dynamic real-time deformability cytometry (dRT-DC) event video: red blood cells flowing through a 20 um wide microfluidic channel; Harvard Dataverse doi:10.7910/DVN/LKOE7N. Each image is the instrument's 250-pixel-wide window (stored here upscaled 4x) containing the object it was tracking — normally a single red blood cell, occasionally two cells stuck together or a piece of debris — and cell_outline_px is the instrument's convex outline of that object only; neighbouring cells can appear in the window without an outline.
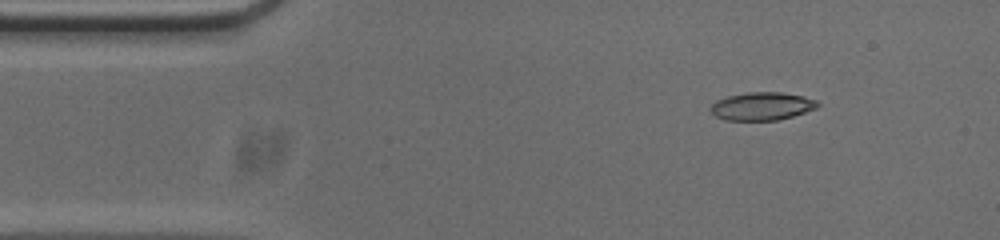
{"species": "common noctule bat (a hibernating species)", "species_latin": "Nyctalus noctula", "temperature_condition": "cold", "stored_images_in_passage": 47, "camera_frame_rate_fps": 3000, "um_per_image_px": 0.085, "animal": {"sex": "male", "body_mass_g": 20.0, "forearm_length_mm": 53.3}, "frame": {"image": 1, "passage_image": 1, "time_ms": 0.0, "image_size_px": [1000, 240], "cell_outline_px": [[820, 104], [816, 108], [792, 116], [776, 120], [724, 120], [716, 116], [708, 108], [716, 100], [728, 96], [748, 92], [784, 92], [804, 96], [816, 100]], "centroid_in_image_um": [64.75, 9.02], "position_along_channel_um": 20.2, "area_um2": 17.46}}
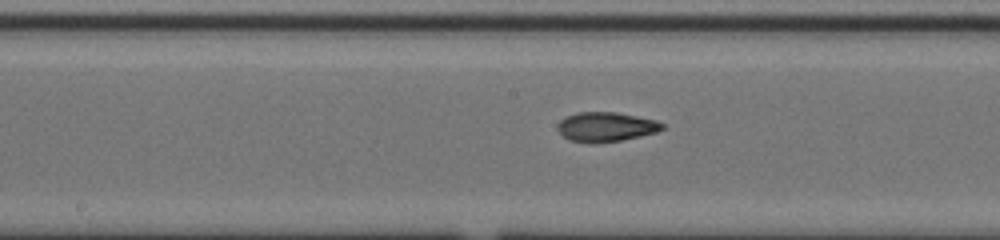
{"frame": {"image": 2, "passage_image": 20, "time_ms": 6.333, "image_size_px": [1000, 240], "cell_outline_px": [[664, 128], [656, 132], [640, 136], [620, 140], [592, 144], [568, 140], [556, 128], [556, 124], [560, 120], [576, 112], [616, 112], [656, 120], [664, 124]], "centroid_in_image_um": [51.47, 10.79], "position_along_channel_um": 196.7, "area_um2": 18.03}}
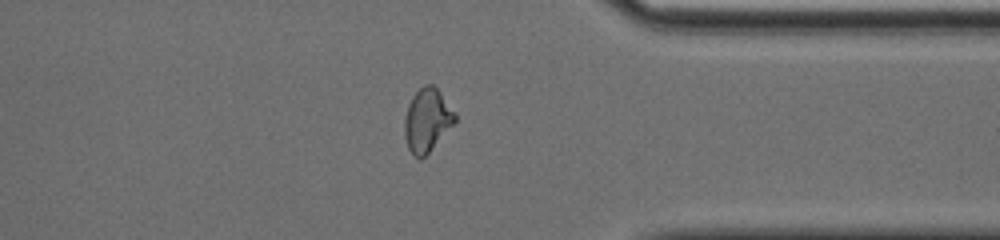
{"frame": {"image": 3, "passage_image": 35, "time_ms": 11.333, "image_size_px": [1000, 240], "cell_outline_px": [[456, 120], [428, 152], [420, 160], [412, 156], [408, 148], [404, 136], [404, 120], [408, 104], [412, 96], [424, 84], [432, 84], [440, 92], [456, 112]], "centroid_in_image_um": [36.28, 10.21], "position_along_channel_um": 375.1, "area_um2": 18.5}, "authors_computed_cell_mechanics": {"area_um2": 18.207, "velocity_mm_per_s": 3.7921, "shape_relaxation_time_tau1_ms": null, "shape_relaxation_time_tau2_ms": 2.3795, "deformation_change_tau1": null, "deformation_change_tau2": 0.0854}}